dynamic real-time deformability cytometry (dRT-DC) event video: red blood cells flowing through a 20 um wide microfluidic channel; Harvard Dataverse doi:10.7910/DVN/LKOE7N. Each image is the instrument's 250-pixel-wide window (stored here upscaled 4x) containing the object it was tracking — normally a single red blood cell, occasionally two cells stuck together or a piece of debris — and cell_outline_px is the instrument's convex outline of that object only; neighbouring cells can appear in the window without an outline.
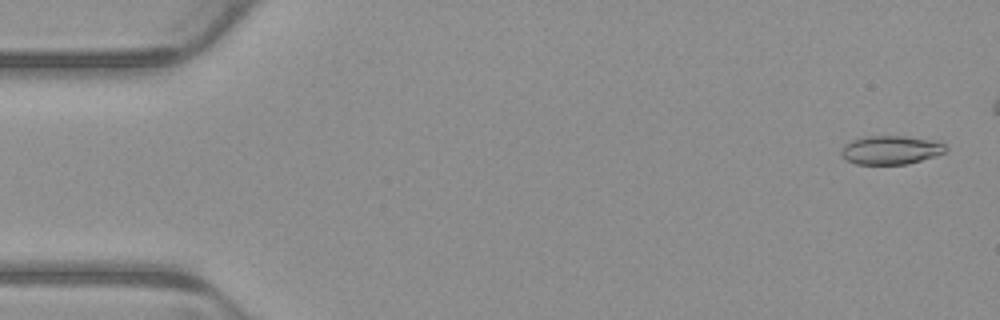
{"species": "common noctule bat (a hibernating species)", "species_latin": "Nyctalus noctula", "temperature_condition": "warm", "stored_images_in_passage": 7, "camera_frame_rate_fps": 3000, "um_per_image_px": 0.085, "animal": {"sex": "male", "body_mass_g": 23.1, "forearm_length_mm": 52.7}, "frame": {"image": 1, "passage_image": 1, "time_ms": 0.0, "image_size_px": [1000, 320], "cell_outline_px": [[948, 152], [936, 156], [908, 164], [856, 164], [840, 156], [840, 152], [844, 144], [852, 140], [864, 136], [904, 136], [936, 140], [944, 144], [948, 148]], "centroid_in_image_um": [75.75, 12.74], "position_along_channel_um": 9.3, "area_um2": 17.74}}
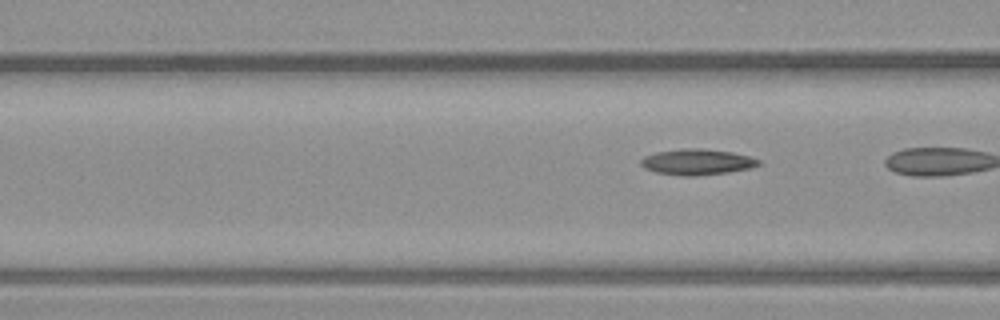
{"frame": {"image": 2, "passage_image": 7, "time_ms": 2.0, "image_size_px": [1000, 320], "cell_outline_px": [[760, 164], [752, 168], [728, 172], [692, 176], [684, 176], [656, 172], [644, 168], [640, 164], [640, 160], [644, 156], [656, 152], [684, 148], [700, 148], [732, 152], [748, 156], [760, 160]], "centroid_in_image_um": [59.24, 13.76], "position_along_channel_um": 107.4, "area_um2": 17.69}}